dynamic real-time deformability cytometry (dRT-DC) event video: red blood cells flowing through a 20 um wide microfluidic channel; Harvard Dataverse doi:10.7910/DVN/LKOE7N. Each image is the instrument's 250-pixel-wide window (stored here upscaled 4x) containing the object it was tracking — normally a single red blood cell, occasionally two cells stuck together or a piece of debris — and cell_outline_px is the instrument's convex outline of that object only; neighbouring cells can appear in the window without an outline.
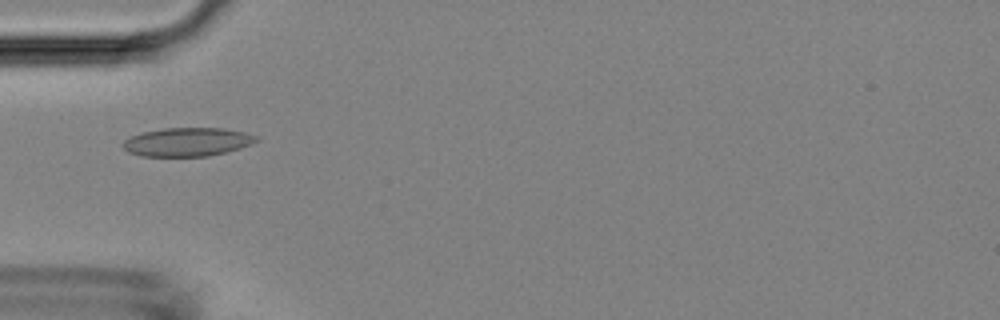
{"species": "Egyptian fruit bat (a non-hibernating species)", "species_latin": "Rousettus aegyptiacus", "temperature_condition": "room temperature", "stored_images_in_passage": 2, "camera_frame_rate_fps": 3000, "um_per_image_px": 0.085, "animal": {"sex": "female"}, "frame": {"image": 1, "passage_image": 2, "time_ms": 4.333, "image_size_px": [1000, 320], "cell_outline_px": [[260, 140], [252, 144], [240, 148], [208, 156], [140, 156], [128, 152], [120, 144], [124, 140], [132, 136], [144, 132], [164, 128], [224, 128], [244, 132], [260, 136]], "centroid_in_image_um": [15.95, 12.06], "position_along_channel_um": 69.1, "area_um2": 22.31}}